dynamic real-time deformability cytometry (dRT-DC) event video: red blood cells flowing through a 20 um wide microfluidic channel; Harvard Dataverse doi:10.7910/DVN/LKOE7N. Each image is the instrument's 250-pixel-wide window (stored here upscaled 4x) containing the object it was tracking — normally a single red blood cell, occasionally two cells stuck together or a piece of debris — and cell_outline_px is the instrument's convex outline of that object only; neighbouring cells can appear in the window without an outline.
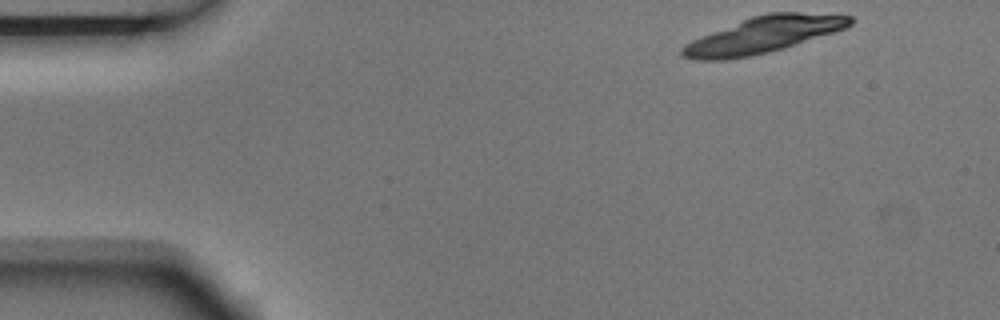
{"species": "Egyptian fruit bat (a non-hibernating species)", "species_latin": "Rousettus aegyptiacus", "temperature_condition": "room temperature", "stored_images_in_passage": 4, "camera_frame_rate_fps": 3000, "um_per_image_px": 0.085, "animal": {"sex": "male"}, "frame": {"image": 1, "passage_image": 1, "time_ms": 0.0, "image_size_px": [1000, 320], "cell_outline_px": [[856, 20], [852, 24], [844, 28], [784, 48], [752, 56], [724, 60], [696, 60], [680, 56], [680, 48], [684, 44], [692, 40], [752, 16], [768, 12], [800, 12], [852, 16]], "centroid_in_image_um": [64.85, 2.97], "position_along_channel_um": 20.1, "area_um2": 35.14}}
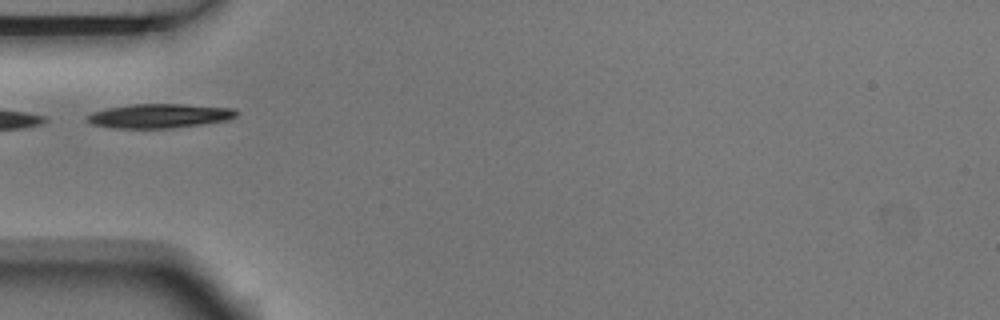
{"frame": {"image": 2, "passage_image": 4, "time_ms": 1.0, "image_size_px": [1000, 320], "cell_outline_px": [[240, 112], [236, 116], [228, 120], [200, 124], [168, 128], [112, 128], [92, 124], [84, 120], [92, 112], [108, 108], [132, 104], [184, 104], [232, 108]], "centroid_in_image_um": [13.54, 9.85], "position_along_channel_um": 71.5, "area_um2": 20.98}}